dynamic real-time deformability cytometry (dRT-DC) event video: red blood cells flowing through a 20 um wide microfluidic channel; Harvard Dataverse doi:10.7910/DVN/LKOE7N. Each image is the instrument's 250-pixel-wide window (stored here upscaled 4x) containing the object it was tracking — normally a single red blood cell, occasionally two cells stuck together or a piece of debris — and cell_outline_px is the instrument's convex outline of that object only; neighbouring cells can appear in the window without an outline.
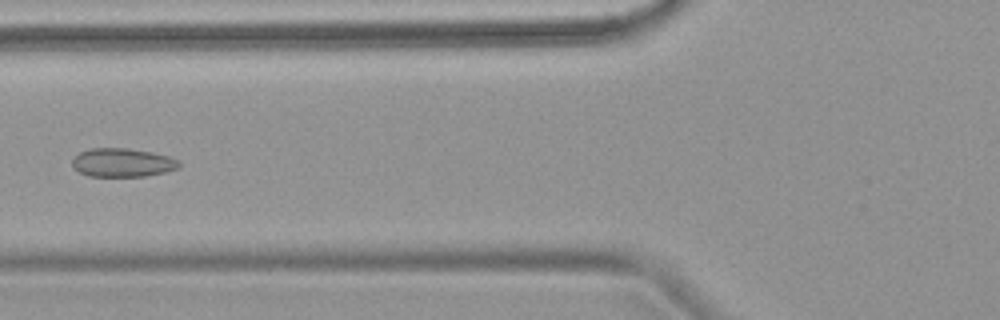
{"species": "common noctule bat (a hibernating species)", "species_latin": "Nyctalus noctula", "temperature_condition": "warm", "stored_images_in_passage": 6, "camera_frame_rate_fps": 3000, "um_per_image_px": 0.085, "animal": {"sex": "female", "body_mass_g": 18.4}, "frame": {"image": 1, "passage_image": 6, "time_ms": 6.0, "image_size_px": [1000, 320], "cell_outline_px": [[180, 168], [164, 172], [144, 176], [88, 176], [72, 168], [72, 160], [80, 152], [88, 148], [128, 148], [152, 152], [168, 156], [180, 160]], "centroid_in_image_um": [10.41, 13.81], "position_along_channel_um": 115.4, "area_um2": 17.92}}